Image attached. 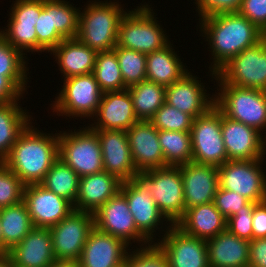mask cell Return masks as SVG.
<instances>
[{
  "label": "cell",
  "mask_w": 266,
  "mask_h": 267,
  "mask_svg": "<svg viewBox=\"0 0 266 267\" xmlns=\"http://www.w3.org/2000/svg\"><path fill=\"white\" fill-rule=\"evenodd\" d=\"M197 29L207 41L212 55L209 77L214 81L216 73L233 57L263 39V32L238 12L218 13L199 19Z\"/></svg>",
  "instance_id": "1"
},
{
  "label": "cell",
  "mask_w": 266,
  "mask_h": 267,
  "mask_svg": "<svg viewBox=\"0 0 266 267\" xmlns=\"http://www.w3.org/2000/svg\"><path fill=\"white\" fill-rule=\"evenodd\" d=\"M32 123L19 135L3 161L25 186L40 184L59 158V131L47 133Z\"/></svg>",
  "instance_id": "2"
},
{
  "label": "cell",
  "mask_w": 266,
  "mask_h": 267,
  "mask_svg": "<svg viewBox=\"0 0 266 267\" xmlns=\"http://www.w3.org/2000/svg\"><path fill=\"white\" fill-rule=\"evenodd\" d=\"M115 1L90 0L80 10L77 38L97 52L111 51L117 45L119 23L127 11Z\"/></svg>",
  "instance_id": "3"
},
{
  "label": "cell",
  "mask_w": 266,
  "mask_h": 267,
  "mask_svg": "<svg viewBox=\"0 0 266 267\" xmlns=\"http://www.w3.org/2000/svg\"><path fill=\"white\" fill-rule=\"evenodd\" d=\"M138 5L130 10L125 8L127 12L119 23L117 45L144 54L168 46L171 43L169 35L167 36L166 29L156 20L154 7L146 2Z\"/></svg>",
  "instance_id": "4"
},
{
  "label": "cell",
  "mask_w": 266,
  "mask_h": 267,
  "mask_svg": "<svg viewBox=\"0 0 266 267\" xmlns=\"http://www.w3.org/2000/svg\"><path fill=\"white\" fill-rule=\"evenodd\" d=\"M214 105L226 117L255 128L266 137V91L225 83L217 74Z\"/></svg>",
  "instance_id": "5"
},
{
  "label": "cell",
  "mask_w": 266,
  "mask_h": 267,
  "mask_svg": "<svg viewBox=\"0 0 266 267\" xmlns=\"http://www.w3.org/2000/svg\"><path fill=\"white\" fill-rule=\"evenodd\" d=\"M154 199L159 211L175 225L185 215L184 187L179 166L138 172L133 177Z\"/></svg>",
  "instance_id": "6"
},
{
  "label": "cell",
  "mask_w": 266,
  "mask_h": 267,
  "mask_svg": "<svg viewBox=\"0 0 266 267\" xmlns=\"http://www.w3.org/2000/svg\"><path fill=\"white\" fill-rule=\"evenodd\" d=\"M65 0H43V9L35 25L37 53H50L64 39L77 38L82 8Z\"/></svg>",
  "instance_id": "7"
},
{
  "label": "cell",
  "mask_w": 266,
  "mask_h": 267,
  "mask_svg": "<svg viewBox=\"0 0 266 267\" xmlns=\"http://www.w3.org/2000/svg\"><path fill=\"white\" fill-rule=\"evenodd\" d=\"M62 81L64 82L61 90L49 106L52 113H56L58 117L65 116L66 120L68 117L90 120L96 114L103 96L93 73L69 77Z\"/></svg>",
  "instance_id": "8"
},
{
  "label": "cell",
  "mask_w": 266,
  "mask_h": 267,
  "mask_svg": "<svg viewBox=\"0 0 266 267\" xmlns=\"http://www.w3.org/2000/svg\"><path fill=\"white\" fill-rule=\"evenodd\" d=\"M59 131V159L84 177L104 171L97 132L87 126Z\"/></svg>",
  "instance_id": "9"
},
{
  "label": "cell",
  "mask_w": 266,
  "mask_h": 267,
  "mask_svg": "<svg viewBox=\"0 0 266 267\" xmlns=\"http://www.w3.org/2000/svg\"><path fill=\"white\" fill-rule=\"evenodd\" d=\"M264 160L266 159L226 161L218 167L219 188L236 192L254 203L264 201L266 199Z\"/></svg>",
  "instance_id": "10"
},
{
  "label": "cell",
  "mask_w": 266,
  "mask_h": 267,
  "mask_svg": "<svg viewBox=\"0 0 266 267\" xmlns=\"http://www.w3.org/2000/svg\"><path fill=\"white\" fill-rule=\"evenodd\" d=\"M192 162L219 167L228 161L221 131V111L214 105L191 127Z\"/></svg>",
  "instance_id": "11"
},
{
  "label": "cell",
  "mask_w": 266,
  "mask_h": 267,
  "mask_svg": "<svg viewBox=\"0 0 266 267\" xmlns=\"http://www.w3.org/2000/svg\"><path fill=\"white\" fill-rule=\"evenodd\" d=\"M225 83L266 91V42L246 48L216 73Z\"/></svg>",
  "instance_id": "12"
},
{
  "label": "cell",
  "mask_w": 266,
  "mask_h": 267,
  "mask_svg": "<svg viewBox=\"0 0 266 267\" xmlns=\"http://www.w3.org/2000/svg\"><path fill=\"white\" fill-rule=\"evenodd\" d=\"M94 227V214L77 210L50 227L56 260L78 261Z\"/></svg>",
  "instance_id": "13"
},
{
  "label": "cell",
  "mask_w": 266,
  "mask_h": 267,
  "mask_svg": "<svg viewBox=\"0 0 266 267\" xmlns=\"http://www.w3.org/2000/svg\"><path fill=\"white\" fill-rule=\"evenodd\" d=\"M120 192L127 200L137 229L151 243H155L159 238L161 239V236L168 231L172 224L159 211L153 197L134 178L123 181ZM156 231L160 232L158 233ZM155 235L159 238H156Z\"/></svg>",
  "instance_id": "14"
},
{
  "label": "cell",
  "mask_w": 266,
  "mask_h": 267,
  "mask_svg": "<svg viewBox=\"0 0 266 267\" xmlns=\"http://www.w3.org/2000/svg\"><path fill=\"white\" fill-rule=\"evenodd\" d=\"M94 224L100 231L122 239L130 247L135 242L139 247L151 244L137 229L127 200L121 192L94 213Z\"/></svg>",
  "instance_id": "15"
},
{
  "label": "cell",
  "mask_w": 266,
  "mask_h": 267,
  "mask_svg": "<svg viewBox=\"0 0 266 267\" xmlns=\"http://www.w3.org/2000/svg\"><path fill=\"white\" fill-rule=\"evenodd\" d=\"M155 243L165 253L168 267H209L207 240L187 235L176 225Z\"/></svg>",
  "instance_id": "16"
},
{
  "label": "cell",
  "mask_w": 266,
  "mask_h": 267,
  "mask_svg": "<svg viewBox=\"0 0 266 267\" xmlns=\"http://www.w3.org/2000/svg\"><path fill=\"white\" fill-rule=\"evenodd\" d=\"M221 131L228 160H254L266 156V137L255 128L221 113Z\"/></svg>",
  "instance_id": "17"
},
{
  "label": "cell",
  "mask_w": 266,
  "mask_h": 267,
  "mask_svg": "<svg viewBox=\"0 0 266 267\" xmlns=\"http://www.w3.org/2000/svg\"><path fill=\"white\" fill-rule=\"evenodd\" d=\"M23 201L26 204L34 227L50 228L74 211L73 205L40 184L24 187Z\"/></svg>",
  "instance_id": "18"
},
{
  "label": "cell",
  "mask_w": 266,
  "mask_h": 267,
  "mask_svg": "<svg viewBox=\"0 0 266 267\" xmlns=\"http://www.w3.org/2000/svg\"><path fill=\"white\" fill-rule=\"evenodd\" d=\"M205 87L201 78L189 71L166 87L165 102L195 119L205 114L215 103L214 93H207L209 91Z\"/></svg>",
  "instance_id": "19"
},
{
  "label": "cell",
  "mask_w": 266,
  "mask_h": 267,
  "mask_svg": "<svg viewBox=\"0 0 266 267\" xmlns=\"http://www.w3.org/2000/svg\"><path fill=\"white\" fill-rule=\"evenodd\" d=\"M91 119L93 122L88 126L93 130L127 131L139 121L128 89L103 92L99 108Z\"/></svg>",
  "instance_id": "20"
},
{
  "label": "cell",
  "mask_w": 266,
  "mask_h": 267,
  "mask_svg": "<svg viewBox=\"0 0 266 267\" xmlns=\"http://www.w3.org/2000/svg\"><path fill=\"white\" fill-rule=\"evenodd\" d=\"M129 249L122 239L94 227L78 263L81 267H123Z\"/></svg>",
  "instance_id": "21"
},
{
  "label": "cell",
  "mask_w": 266,
  "mask_h": 267,
  "mask_svg": "<svg viewBox=\"0 0 266 267\" xmlns=\"http://www.w3.org/2000/svg\"><path fill=\"white\" fill-rule=\"evenodd\" d=\"M126 133L138 172L167 166L158 141V129L150 121L139 120Z\"/></svg>",
  "instance_id": "22"
},
{
  "label": "cell",
  "mask_w": 266,
  "mask_h": 267,
  "mask_svg": "<svg viewBox=\"0 0 266 267\" xmlns=\"http://www.w3.org/2000/svg\"><path fill=\"white\" fill-rule=\"evenodd\" d=\"M179 168L184 187L185 211L214 201L219 187L217 166L191 161Z\"/></svg>",
  "instance_id": "23"
},
{
  "label": "cell",
  "mask_w": 266,
  "mask_h": 267,
  "mask_svg": "<svg viewBox=\"0 0 266 267\" xmlns=\"http://www.w3.org/2000/svg\"><path fill=\"white\" fill-rule=\"evenodd\" d=\"M95 131L101 145L104 171L115 175L122 182L132 179L138 171L133 163L126 131Z\"/></svg>",
  "instance_id": "24"
},
{
  "label": "cell",
  "mask_w": 266,
  "mask_h": 267,
  "mask_svg": "<svg viewBox=\"0 0 266 267\" xmlns=\"http://www.w3.org/2000/svg\"><path fill=\"white\" fill-rule=\"evenodd\" d=\"M8 253L12 267H50L56 261L51 230L34 227Z\"/></svg>",
  "instance_id": "25"
},
{
  "label": "cell",
  "mask_w": 266,
  "mask_h": 267,
  "mask_svg": "<svg viewBox=\"0 0 266 267\" xmlns=\"http://www.w3.org/2000/svg\"><path fill=\"white\" fill-rule=\"evenodd\" d=\"M122 181L106 171L80 178L74 210L95 213L120 192Z\"/></svg>",
  "instance_id": "26"
},
{
  "label": "cell",
  "mask_w": 266,
  "mask_h": 267,
  "mask_svg": "<svg viewBox=\"0 0 266 267\" xmlns=\"http://www.w3.org/2000/svg\"><path fill=\"white\" fill-rule=\"evenodd\" d=\"M62 79L93 73L97 51L89 48L78 38L64 39L51 52Z\"/></svg>",
  "instance_id": "27"
},
{
  "label": "cell",
  "mask_w": 266,
  "mask_h": 267,
  "mask_svg": "<svg viewBox=\"0 0 266 267\" xmlns=\"http://www.w3.org/2000/svg\"><path fill=\"white\" fill-rule=\"evenodd\" d=\"M249 244L227 229L207 240L209 267H248Z\"/></svg>",
  "instance_id": "28"
},
{
  "label": "cell",
  "mask_w": 266,
  "mask_h": 267,
  "mask_svg": "<svg viewBox=\"0 0 266 267\" xmlns=\"http://www.w3.org/2000/svg\"><path fill=\"white\" fill-rule=\"evenodd\" d=\"M226 224V218L210 202L187 209L175 225L187 235L209 240L225 231Z\"/></svg>",
  "instance_id": "29"
},
{
  "label": "cell",
  "mask_w": 266,
  "mask_h": 267,
  "mask_svg": "<svg viewBox=\"0 0 266 267\" xmlns=\"http://www.w3.org/2000/svg\"><path fill=\"white\" fill-rule=\"evenodd\" d=\"M172 45L146 54V80L167 87L189 72Z\"/></svg>",
  "instance_id": "30"
},
{
  "label": "cell",
  "mask_w": 266,
  "mask_h": 267,
  "mask_svg": "<svg viewBox=\"0 0 266 267\" xmlns=\"http://www.w3.org/2000/svg\"><path fill=\"white\" fill-rule=\"evenodd\" d=\"M20 102L0 104V162L6 159L19 135L34 119Z\"/></svg>",
  "instance_id": "31"
},
{
  "label": "cell",
  "mask_w": 266,
  "mask_h": 267,
  "mask_svg": "<svg viewBox=\"0 0 266 267\" xmlns=\"http://www.w3.org/2000/svg\"><path fill=\"white\" fill-rule=\"evenodd\" d=\"M2 230V253H8L33 228L25 202L0 208Z\"/></svg>",
  "instance_id": "32"
},
{
  "label": "cell",
  "mask_w": 266,
  "mask_h": 267,
  "mask_svg": "<svg viewBox=\"0 0 266 267\" xmlns=\"http://www.w3.org/2000/svg\"><path fill=\"white\" fill-rule=\"evenodd\" d=\"M138 120L149 121L165 103L166 87L144 80L127 88Z\"/></svg>",
  "instance_id": "33"
},
{
  "label": "cell",
  "mask_w": 266,
  "mask_h": 267,
  "mask_svg": "<svg viewBox=\"0 0 266 267\" xmlns=\"http://www.w3.org/2000/svg\"><path fill=\"white\" fill-rule=\"evenodd\" d=\"M79 181L78 174L58 158L40 185L68 200L74 206L78 195Z\"/></svg>",
  "instance_id": "34"
},
{
  "label": "cell",
  "mask_w": 266,
  "mask_h": 267,
  "mask_svg": "<svg viewBox=\"0 0 266 267\" xmlns=\"http://www.w3.org/2000/svg\"><path fill=\"white\" fill-rule=\"evenodd\" d=\"M28 61V57L0 35V75L9 77L25 94L30 78Z\"/></svg>",
  "instance_id": "35"
},
{
  "label": "cell",
  "mask_w": 266,
  "mask_h": 267,
  "mask_svg": "<svg viewBox=\"0 0 266 267\" xmlns=\"http://www.w3.org/2000/svg\"><path fill=\"white\" fill-rule=\"evenodd\" d=\"M158 141L167 166H180L192 161L190 132L158 130Z\"/></svg>",
  "instance_id": "36"
},
{
  "label": "cell",
  "mask_w": 266,
  "mask_h": 267,
  "mask_svg": "<svg viewBox=\"0 0 266 267\" xmlns=\"http://www.w3.org/2000/svg\"><path fill=\"white\" fill-rule=\"evenodd\" d=\"M93 75L103 92L127 89L113 50L97 52Z\"/></svg>",
  "instance_id": "37"
},
{
  "label": "cell",
  "mask_w": 266,
  "mask_h": 267,
  "mask_svg": "<svg viewBox=\"0 0 266 267\" xmlns=\"http://www.w3.org/2000/svg\"><path fill=\"white\" fill-rule=\"evenodd\" d=\"M113 51L116 53L124 85L127 88L146 80V54L118 45Z\"/></svg>",
  "instance_id": "38"
},
{
  "label": "cell",
  "mask_w": 266,
  "mask_h": 267,
  "mask_svg": "<svg viewBox=\"0 0 266 267\" xmlns=\"http://www.w3.org/2000/svg\"><path fill=\"white\" fill-rule=\"evenodd\" d=\"M194 118L166 102L149 120L158 130L190 132Z\"/></svg>",
  "instance_id": "39"
},
{
  "label": "cell",
  "mask_w": 266,
  "mask_h": 267,
  "mask_svg": "<svg viewBox=\"0 0 266 267\" xmlns=\"http://www.w3.org/2000/svg\"><path fill=\"white\" fill-rule=\"evenodd\" d=\"M133 248L129 249L123 267H168L167 257L156 243Z\"/></svg>",
  "instance_id": "40"
},
{
  "label": "cell",
  "mask_w": 266,
  "mask_h": 267,
  "mask_svg": "<svg viewBox=\"0 0 266 267\" xmlns=\"http://www.w3.org/2000/svg\"><path fill=\"white\" fill-rule=\"evenodd\" d=\"M7 27V28H6ZM0 28V35L14 48L27 57V53L37 52L36 29L27 25H7Z\"/></svg>",
  "instance_id": "41"
},
{
  "label": "cell",
  "mask_w": 266,
  "mask_h": 267,
  "mask_svg": "<svg viewBox=\"0 0 266 267\" xmlns=\"http://www.w3.org/2000/svg\"><path fill=\"white\" fill-rule=\"evenodd\" d=\"M24 187L20 179L3 162H0V208L22 201Z\"/></svg>",
  "instance_id": "42"
},
{
  "label": "cell",
  "mask_w": 266,
  "mask_h": 267,
  "mask_svg": "<svg viewBox=\"0 0 266 267\" xmlns=\"http://www.w3.org/2000/svg\"><path fill=\"white\" fill-rule=\"evenodd\" d=\"M7 25L35 27L43 9V0H13Z\"/></svg>",
  "instance_id": "43"
},
{
  "label": "cell",
  "mask_w": 266,
  "mask_h": 267,
  "mask_svg": "<svg viewBox=\"0 0 266 267\" xmlns=\"http://www.w3.org/2000/svg\"><path fill=\"white\" fill-rule=\"evenodd\" d=\"M254 202L249 201L234 216L227 219L226 229L244 240H253V208Z\"/></svg>",
  "instance_id": "44"
},
{
  "label": "cell",
  "mask_w": 266,
  "mask_h": 267,
  "mask_svg": "<svg viewBox=\"0 0 266 267\" xmlns=\"http://www.w3.org/2000/svg\"><path fill=\"white\" fill-rule=\"evenodd\" d=\"M213 202L217 210L227 220L229 217L234 216L239 209L243 208L249 200L236 192L218 187Z\"/></svg>",
  "instance_id": "45"
},
{
  "label": "cell",
  "mask_w": 266,
  "mask_h": 267,
  "mask_svg": "<svg viewBox=\"0 0 266 267\" xmlns=\"http://www.w3.org/2000/svg\"><path fill=\"white\" fill-rule=\"evenodd\" d=\"M199 19L218 13L238 12L242 0H194Z\"/></svg>",
  "instance_id": "46"
},
{
  "label": "cell",
  "mask_w": 266,
  "mask_h": 267,
  "mask_svg": "<svg viewBox=\"0 0 266 267\" xmlns=\"http://www.w3.org/2000/svg\"><path fill=\"white\" fill-rule=\"evenodd\" d=\"M238 13L262 32L266 30V0H242Z\"/></svg>",
  "instance_id": "47"
},
{
  "label": "cell",
  "mask_w": 266,
  "mask_h": 267,
  "mask_svg": "<svg viewBox=\"0 0 266 267\" xmlns=\"http://www.w3.org/2000/svg\"><path fill=\"white\" fill-rule=\"evenodd\" d=\"M25 93L9 78L0 75V104L24 99Z\"/></svg>",
  "instance_id": "48"
},
{
  "label": "cell",
  "mask_w": 266,
  "mask_h": 267,
  "mask_svg": "<svg viewBox=\"0 0 266 267\" xmlns=\"http://www.w3.org/2000/svg\"><path fill=\"white\" fill-rule=\"evenodd\" d=\"M249 267H266V238L250 241Z\"/></svg>",
  "instance_id": "49"
},
{
  "label": "cell",
  "mask_w": 266,
  "mask_h": 267,
  "mask_svg": "<svg viewBox=\"0 0 266 267\" xmlns=\"http://www.w3.org/2000/svg\"><path fill=\"white\" fill-rule=\"evenodd\" d=\"M253 239L266 238V199L254 204Z\"/></svg>",
  "instance_id": "50"
},
{
  "label": "cell",
  "mask_w": 266,
  "mask_h": 267,
  "mask_svg": "<svg viewBox=\"0 0 266 267\" xmlns=\"http://www.w3.org/2000/svg\"><path fill=\"white\" fill-rule=\"evenodd\" d=\"M50 267H81L78 261L56 260Z\"/></svg>",
  "instance_id": "51"
},
{
  "label": "cell",
  "mask_w": 266,
  "mask_h": 267,
  "mask_svg": "<svg viewBox=\"0 0 266 267\" xmlns=\"http://www.w3.org/2000/svg\"><path fill=\"white\" fill-rule=\"evenodd\" d=\"M0 267H12L9 253H0Z\"/></svg>",
  "instance_id": "52"
},
{
  "label": "cell",
  "mask_w": 266,
  "mask_h": 267,
  "mask_svg": "<svg viewBox=\"0 0 266 267\" xmlns=\"http://www.w3.org/2000/svg\"><path fill=\"white\" fill-rule=\"evenodd\" d=\"M0 253H2V230H1V223H0Z\"/></svg>",
  "instance_id": "53"
},
{
  "label": "cell",
  "mask_w": 266,
  "mask_h": 267,
  "mask_svg": "<svg viewBox=\"0 0 266 267\" xmlns=\"http://www.w3.org/2000/svg\"><path fill=\"white\" fill-rule=\"evenodd\" d=\"M263 39L266 42V30L263 32Z\"/></svg>",
  "instance_id": "54"
}]
</instances>
